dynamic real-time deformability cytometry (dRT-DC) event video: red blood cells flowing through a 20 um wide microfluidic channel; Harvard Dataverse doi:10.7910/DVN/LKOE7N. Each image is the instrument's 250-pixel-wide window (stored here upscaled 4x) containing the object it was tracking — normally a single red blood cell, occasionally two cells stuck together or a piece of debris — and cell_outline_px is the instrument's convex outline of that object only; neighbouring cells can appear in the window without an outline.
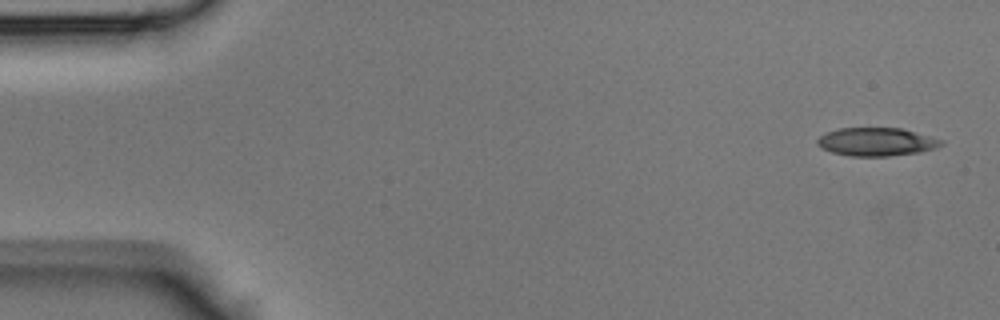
{"species": "Egyptian fruit bat (a non-hibernating species)", "species_latin": "Rousettus aegyptiacus", "temperature_condition": "room temperature", "stored_images_in_passage": 43, "segment_of_instrument_passage": [1, 2], "camera_frame_rate_fps": 3000, "um_per_image_px": 0.085, "animal": {"sex": "male"}, "frame": {"image": 1, "passage_image": 1, "time_ms": 0.0, "image_size_px": [1000, 320], "cell_outline_px": [[944, 144], [936, 148], [920, 152], [888, 156], [848, 156], [832, 152], [820, 148], [816, 144], [816, 140], [820, 136], [828, 132], [840, 128], [900, 128], [944, 140]], "centroid_in_image_um": [74.49, 12.06], "position_along_channel_um": 10.5, "area_um2": 20.4}}
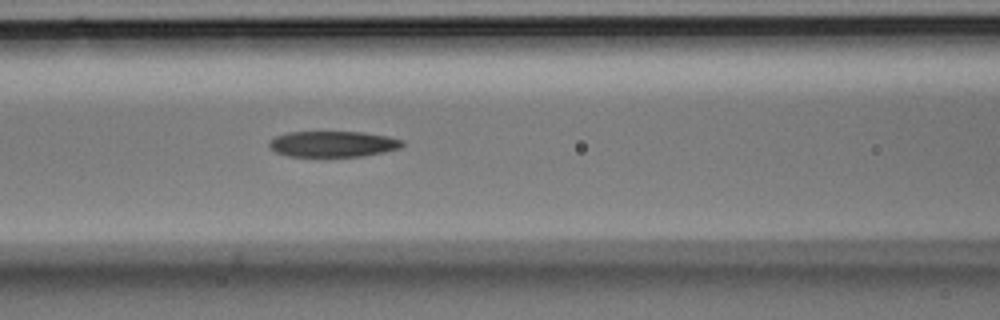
{"frame": {"image": 2, "passage_image": 17, "time_ms": 5.333, "image_size_px": [1000, 320], "cell_outline_px": [[404, 144], [400, 148], [384, 152], [360, 156], [288, 156], [276, 152], [268, 144], [276, 136], [288, 132], [364, 132], [388, 136], [404, 140]], "centroid_in_image_um": [28.34, 12.23], "position_along_channel_um": 138.3, "area_um2": 19.94}}
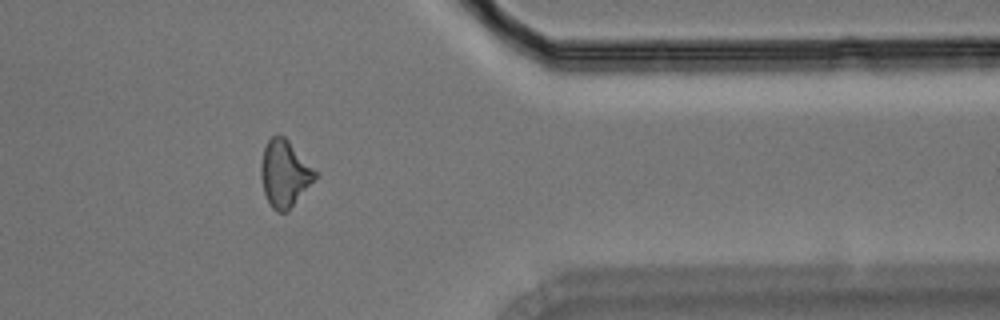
{"frame": {"image": 3, "passage_image": 34, "time_ms": 11.0, "image_size_px": [1000, 320], "cell_outline_px": [[320, 172], [288, 212], [276, 212], [272, 208], [264, 192], [260, 176], [260, 164], [264, 148], [268, 140], [272, 136], [284, 136]], "centroid_in_image_um": [24.21, 14.75], "position_along_channel_um": 387.2, "area_um2": 21.21}}